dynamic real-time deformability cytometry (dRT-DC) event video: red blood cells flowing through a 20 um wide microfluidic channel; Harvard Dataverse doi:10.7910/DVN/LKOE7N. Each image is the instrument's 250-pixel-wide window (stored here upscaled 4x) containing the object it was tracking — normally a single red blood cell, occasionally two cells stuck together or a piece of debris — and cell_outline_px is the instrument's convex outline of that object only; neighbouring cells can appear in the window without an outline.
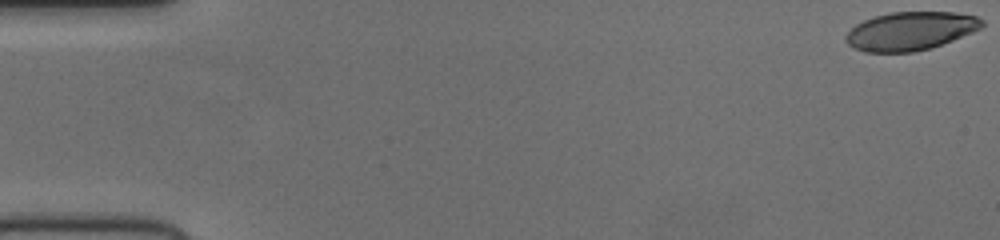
{"species": "human", "species_latin": "Homo sapiens", "temperature_condition": "cold", "stored_images_in_passage": 54, "camera_frame_rate_fps": 3000, "um_per_image_px": 0.085, "donor": {"sex": "female"}, "frame": {"image": 1, "passage_image": 1, "time_ms": 0.0, "image_size_px": [1000, 240], "cell_outline_px": [[984, 24], [980, 28], [972, 32], [952, 40], [928, 48], [912, 52], [864, 52], [848, 44], [844, 40], [844, 36], [856, 24], [864, 20], [876, 16], [892, 12], [952, 12], [976, 16], [984, 20]], "centroid_in_image_um": [77.37, 2.63], "position_along_channel_um": 7.6, "area_um2": 30.17}}
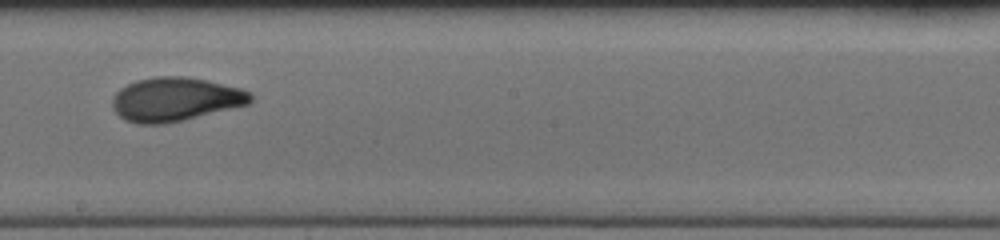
{"frame": {"image": 2, "passage_image": 31, "time_ms": 10.0, "image_size_px": [1000, 240], "cell_outline_px": [[252, 100], [248, 104], [168, 124], [136, 124], [124, 120], [112, 108], [112, 96], [120, 88], [136, 80], [156, 76], [184, 76], [208, 80], [240, 88], [252, 92]], "centroid_in_image_um": [14.88, 8.44], "position_along_channel_um": 233.3, "area_um2": 35.55}}
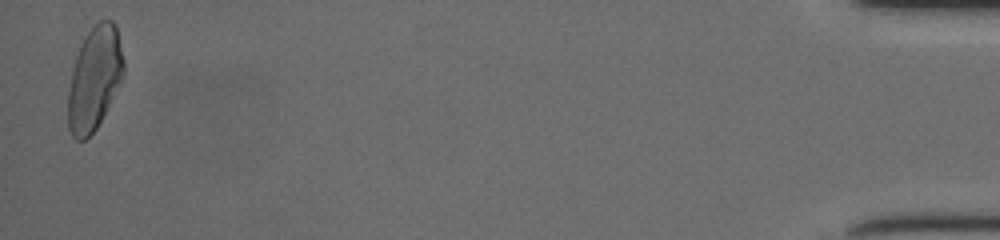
{"frame": {"image": 3, "passage_image": 53, "time_ms": 17.333, "image_size_px": [1000, 240], "cell_outline_px": [[124, 76], [96, 128], [84, 140], [76, 140], [72, 136], [68, 128], [68, 92], [72, 72], [76, 56], [80, 44], [84, 36], [100, 20], [112, 20], [116, 28], [124, 60]], "centroid_in_image_um": [8.02, 6.67], "position_along_channel_um": 427.2, "area_um2": 33.12}}